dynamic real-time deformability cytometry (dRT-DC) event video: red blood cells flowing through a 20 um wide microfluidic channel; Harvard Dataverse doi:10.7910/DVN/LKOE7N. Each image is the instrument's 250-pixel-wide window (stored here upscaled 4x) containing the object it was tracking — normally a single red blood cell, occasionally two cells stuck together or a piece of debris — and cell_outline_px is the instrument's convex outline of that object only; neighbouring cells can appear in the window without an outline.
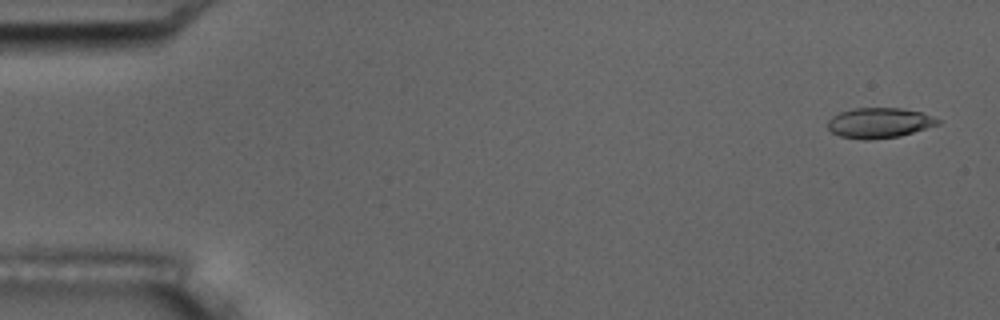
{"species": "common noctule bat (a hibernating species)", "species_latin": "Nyctalus noctula", "temperature_condition": "room temperature", "stored_images_in_passage": 5, "camera_frame_rate_fps": 3000, "um_per_image_px": 0.085, "animal": {"sex": "male", "body_mass_g": 17.5, "forearm_length_mm": 52.3}, "frame": {"image": 1, "passage_image": 1, "time_ms": 0.0, "image_size_px": [1000, 320], "cell_outline_px": [[944, 120], [940, 124], [900, 136], [868, 140], [864, 140], [840, 136], [832, 132], [828, 128], [828, 120], [832, 116], [840, 112], [852, 108], [900, 108], [920, 112]], "centroid_in_image_um": [74.76, 10.44], "position_along_channel_um": 10.2, "area_um2": 19.48}}
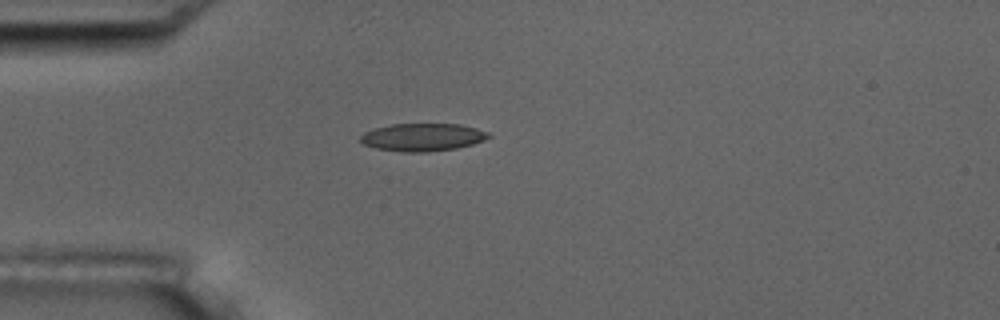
{"frame": {"image": 2, "passage_image": 5, "time_ms": 4.333, "image_size_px": [1000, 320], "cell_outline_px": [[492, 136], [484, 140], [472, 144], [456, 148], [428, 152], [404, 152], [376, 148], [364, 144], [360, 140], [360, 136], [364, 132], [376, 128], [392, 124], [460, 124], [476, 128], [488, 132]], "centroid_in_image_um": [35.94, 11.66], "position_along_channel_um": 49.1, "area_um2": 20.63}}